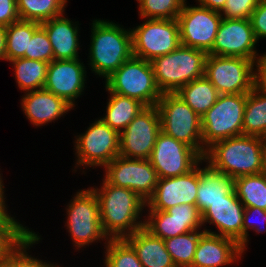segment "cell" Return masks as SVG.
I'll list each match as a JSON object with an SVG mask.
<instances>
[{"label":"cell","instance_id":"29","mask_svg":"<svg viewBox=\"0 0 266 267\" xmlns=\"http://www.w3.org/2000/svg\"><path fill=\"white\" fill-rule=\"evenodd\" d=\"M233 181L237 198L244 207L266 210V179L262 173L240 176Z\"/></svg>","mask_w":266,"mask_h":267},{"label":"cell","instance_id":"36","mask_svg":"<svg viewBox=\"0 0 266 267\" xmlns=\"http://www.w3.org/2000/svg\"><path fill=\"white\" fill-rule=\"evenodd\" d=\"M187 0H139L142 19H177Z\"/></svg>","mask_w":266,"mask_h":267},{"label":"cell","instance_id":"26","mask_svg":"<svg viewBox=\"0 0 266 267\" xmlns=\"http://www.w3.org/2000/svg\"><path fill=\"white\" fill-rule=\"evenodd\" d=\"M175 94L200 117L215 104L219 96L217 89L205 76L184 85Z\"/></svg>","mask_w":266,"mask_h":267},{"label":"cell","instance_id":"43","mask_svg":"<svg viewBox=\"0 0 266 267\" xmlns=\"http://www.w3.org/2000/svg\"><path fill=\"white\" fill-rule=\"evenodd\" d=\"M19 19L17 0H0V25L7 27Z\"/></svg>","mask_w":266,"mask_h":267},{"label":"cell","instance_id":"5","mask_svg":"<svg viewBox=\"0 0 266 267\" xmlns=\"http://www.w3.org/2000/svg\"><path fill=\"white\" fill-rule=\"evenodd\" d=\"M247 94H219L215 104L201 117L203 158L215 142L243 135Z\"/></svg>","mask_w":266,"mask_h":267},{"label":"cell","instance_id":"33","mask_svg":"<svg viewBox=\"0 0 266 267\" xmlns=\"http://www.w3.org/2000/svg\"><path fill=\"white\" fill-rule=\"evenodd\" d=\"M148 212L145 216L144 228L155 237L166 240L192 231L188 227V221L175 220L167 211Z\"/></svg>","mask_w":266,"mask_h":267},{"label":"cell","instance_id":"41","mask_svg":"<svg viewBox=\"0 0 266 267\" xmlns=\"http://www.w3.org/2000/svg\"><path fill=\"white\" fill-rule=\"evenodd\" d=\"M256 215H257V218L259 217L260 220L264 222L262 223L266 225V210L260 209L258 207H245L244 214H243V242L240 244L242 253L246 251V247L249 242L248 240L249 229L254 230L255 232H257V234L263 233L266 231V228L262 229L263 225L261 226V225H258L259 224L258 222H257L258 224L256 223L257 220L252 222V220L254 219L251 220V217L253 216L256 217Z\"/></svg>","mask_w":266,"mask_h":267},{"label":"cell","instance_id":"38","mask_svg":"<svg viewBox=\"0 0 266 267\" xmlns=\"http://www.w3.org/2000/svg\"><path fill=\"white\" fill-rule=\"evenodd\" d=\"M24 58L47 63L53 60L52 46L42 26L34 32L28 45V52H25Z\"/></svg>","mask_w":266,"mask_h":267},{"label":"cell","instance_id":"16","mask_svg":"<svg viewBox=\"0 0 266 267\" xmlns=\"http://www.w3.org/2000/svg\"><path fill=\"white\" fill-rule=\"evenodd\" d=\"M255 38L250 19L222 18L209 55L242 57L258 61L265 56L256 50Z\"/></svg>","mask_w":266,"mask_h":267},{"label":"cell","instance_id":"21","mask_svg":"<svg viewBox=\"0 0 266 267\" xmlns=\"http://www.w3.org/2000/svg\"><path fill=\"white\" fill-rule=\"evenodd\" d=\"M21 105L28 120L37 127L54 122L73 110L65 100L44 88L26 92Z\"/></svg>","mask_w":266,"mask_h":267},{"label":"cell","instance_id":"14","mask_svg":"<svg viewBox=\"0 0 266 267\" xmlns=\"http://www.w3.org/2000/svg\"><path fill=\"white\" fill-rule=\"evenodd\" d=\"M149 161L158 178H172L190 172L204 159L190 146L160 131Z\"/></svg>","mask_w":266,"mask_h":267},{"label":"cell","instance_id":"15","mask_svg":"<svg viewBox=\"0 0 266 267\" xmlns=\"http://www.w3.org/2000/svg\"><path fill=\"white\" fill-rule=\"evenodd\" d=\"M222 15L215 10L187 6L186 2L177 17L180 43L207 53L212 49Z\"/></svg>","mask_w":266,"mask_h":267},{"label":"cell","instance_id":"50","mask_svg":"<svg viewBox=\"0 0 266 267\" xmlns=\"http://www.w3.org/2000/svg\"><path fill=\"white\" fill-rule=\"evenodd\" d=\"M1 173V172H0ZM2 176H1V174H0V191H4V184L2 183L3 182V180H2Z\"/></svg>","mask_w":266,"mask_h":267},{"label":"cell","instance_id":"25","mask_svg":"<svg viewBox=\"0 0 266 267\" xmlns=\"http://www.w3.org/2000/svg\"><path fill=\"white\" fill-rule=\"evenodd\" d=\"M105 89L110 96H108L105 116L100 117V119L120 133L146 106L137 99L122 96L110 92L107 88Z\"/></svg>","mask_w":266,"mask_h":267},{"label":"cell","instance_id":"7","mask_svg":"<svg viewBox=\"0 0 266 267\" xmlns=\"http://www.w3.org/2000/svg\"><path fill=\"white\" fill-rule=\"evenodd\" d=\"M156 106L161 131L190 146L203 157L201 117L175 93H163Z\"/></svg>","mask_w":266,"mask_h":267},{"label":"cell","instance_id":"10","mask_svg":"<svg viewBox=\"0 0 266 267\" xmlns=\"http://www.w3.org/2000/svg\"><path fill=\"white\" fill-rule=\"evenodd\" d=\"M145 20L135 28H130L133 56L151 61L181 45L177 19Z\"/></svg>","mask_w":266,"mask_h":267},{"label":"cell","instance_id":"17","mask_svg":"<svg viewBox=\"0 0 266 267\" xmlns=\"http://www.w3.org/2000/svg\"><path fill=\"white\" fill-rule=\"evenodd\" d=\"M199 187V164L190 172L159 178L153 196L146 202L148 211H166L179 204H193Z\"/></svg>","mask_w":266,"mask_h":267},{"label":"cell","instance_id":"8","mask_svg":"<svg viewBox=\"0 0 266 267\" xmlns=\"http://www.w3.org/2000/svg\"><path fill=\"white\" fill-rule=\"evenodd\" d=\"M66 228L75 248L89 246L100 239L109 240L101 226L99 203L90 189L77 191L67 208Z\"/></svg>","mask_w":266,"mask_h":267},{"label":"cell","instance_id":"48","mask_svg":"<svg viewBox=\"0 0 266 267\" xmlns=\"http://www.w3.org/2000/svg\"><path fill=\"white\" fill-rule=\"evenodd\" d=\"M262 138V142H263V145H264V149L266 150V131L265 133L261 136Z\"/></svg>","mask_w":266,"mask_h":267},{"label":"cell","instance_id":"47","mask_svg":"<svg viewBox=\"0 0 266 267\" xmlns=\"http://www.w3.org/2000/svg\"><path fill=\"white\" fill-rule=\"evenodd\" d=\"M4 192L5 191H0V219L8 212L7 205L5 204L6 198H4Z\"/></svg>","mask_w":266,"mask_h":267},{"label":"cell","instance_id":"4","mask_svg":"<svg viewBox=\"0 0 266 267\" xmlns=\"http://www.w3.org/2000/svg\"><path fill=\"white\" fill-rule=\"evenodd\" d=\"M206 51L180 45L174 51L153 58L150 63L161 93H176L189 82L204 77Z\"/></svg>","mask_w":266,"mask_h":267},{"label":"cell","instance_id":"42","mask_svg":"<svg viewBox=\"0 0 266 267\" xmlns=\"http://www.w3.org/2000/svg\"><path fill=\"white\" fill-rule=\"evenodd\" d=\"M252 29L257 41L266 38V0H260L250 17Z\"/></svg>","mask_w":266,"mask_h":267},{"label":"cell","instance_id":"39","mask_svg":"<svg viewBox=\"0 0 266 267\" xmlns=\"http://www.w3.org/2000/svg\"><path fill=\"white\" fill-rule=\"evenodd\" d=\"M172 218L178 221H188V227L192 231L201 230L202 214L198 207L193 204H179L166 210Z\"/></svg>","mask_w":266,"mask_h":267},{"label":"cell","instance_id":"35","mask_svg":"<svg viewBox=\"0 0 266 267\" xmlns=\"http://www.w3.org/2000/svg\"><path fill=\"white\" fill-rule=\"evenodd\" d=\"M107 242V244H106ZM106 267H143L133 247L124 239H109L104 243Z\"/></svg>","mask_w":266,"mask_h":267},{"label":"cell","instance_id":"20","mask_svg":"<svg viewBox=\"0 0 266 267\" xmlns=\"http://www.w3.org/2000/svg\"><path fill=\"white\" fill-rule=\"evenodd\" d=\"M240 245L233 239L204 233L197 244L191 267H222L242 258Z\"/></svg>","mask_w":266,"mask_h":267},{"label":"cell","instance_id":"1","mask_svg":"<svg viewBox=\"0 0 266 267\" xmlns=\"http://www.w3.org/2000/svg\"><path fill=\"white\" fill-rule=\"evenodd\" d=\"M101 185L90 189L97 197L101 226L108 238L122 239L142 229L145 219L140 217L146 202L128 188L108 184L104 179Z\"/></svg>","mask_w":266,"mask_h":267},{"label":"cell","instance_id":"18","mask_svg":"<svg viewBox=\"0 0 266 267\" xmlns=\"http://www.w3.org/2000/svg\"><path fill=\"white\" fill-rule=\"evenodd\" d=\"M81 59L52 60L48 65L44 89L65 100L73 108L86 83L85 66Z\"/></svg>","mask_w":266,"mask_h":267},{"label":"cell","instance_id":"11","mask_svg":"<svg viewBox=\"0 0 266 267\" xmlns=\"http://www.w3.org/2000/svg\"><path fill=\"white\" fill-rule=\"evenodd\" d=\"M84 132L74 142L75 168L105 167L119 156V133L101 119H96Z\"/></svg>","mask_w":266,"mask_h":267},{"label":"cell","instance_id":"13","mask_svg":"<svg viewBox=\"0 0 266 267\" xmlns=\"http://www.w3.org/2000/svg\"><path fill=\"white\" fill-rule=\"evenodd\" d=\"M161 120L157 106H146L119 133V156L130 159H149Z\"/></svg>","mask_w":266,"mask_h":267},{"label":"cell","instance_id":"49","mask_svg":"<svg viewBox=\"0 0 266 267\" xmlns=\"http://www.w3.org/2000/svg\"><path fill=\"white\" fill-rule=\"evenodd\" d=\"M262 174H263V176H264L265 179H266V158H265V160H264V165H263V169H262Z\"/></svg>","mask_w":266,"mask_h":267},{"label":"cell","instance_id":"44","mask_svg":"<svg viewBox=\"0 0 266 267\" xmlns=\"http://www.w3.org/2000/svg\"><path fill=\"white\" fill-rule=\"evenodd\" d=\"M255 67L254 88L266 96V56L259 59Z\"/></svg>","mask_w":266,"mask_h":267},{"label":"cell","instance_id":"46","mask_svg":"<svg viewBox=\"0 0 266 267\" xmlns=\"http://www.w3.org/2000/svg\"><path fill=\"white\" fill-rule=\"evenodd\" d=\"M6 27L0 25V60L6 61Z\"/></svg>","mask_w":266,"mask_h":267},{"label":"cell","instance_id":"30","mask_svg":"<svg viewBox=\"0 0 266 267\" xmlns=\"http://www.w3.org/2000/svg\"><path fill=\"white\" fill-rule=\"evenodd\" d=\"M67 0H17L20 20L46 22L65 13Z\"/></svg>","mask_w":266,"mask_h":267},{"label":"cell","instance_id":"37","mask_svg":"<svg viewBox=\"0 0 266 267\" xmlns=\"http://www.w3.org/2000/svg\"><path fill=\"white\" fill-rule=\"evenodd\" d=\"M40 236L34 231L31 232L25 239L10 253L9 258L5 263L9 267H58L53 263L43 262L40 259L29 255L27 250L40 241Z\"/></svg>","mask_w":266,"mask_h":267},{"label":"cell","instance_id":"6","mask_svg":"<svg viewBox=\"0 0 266 267\" xmlns=\"http://www.w3.org/2000/svg\"><path fill=\"white\" fill-rule=\"evenodd\" d=\"M110 92L139 100L145 106H155L162 96L150 61L132 56L107 80Z\"/></svg>","mask_w":266,"mask_h":267},{"label":"cell","instance_id":"28","mask_svg":"<svg viewBox=\"0 0 266 267\" xmlns=\"http://www.w3.org/2000/svg\"><path fill=\"white\" fill-rule=\"evenodd\" d=\"M40 23L18 20L6 27V61L23 58Z\"/></svg>","mask_w":266,"mask_h":267},{"label":"cell","instance_id":"12","mask_svg":"<svg viewBox=\"0 0 266 267\" xmlns=\"http://www.w3.org/2000/svg\"><path fill=\"white\" fill-rule=\"evenodd\" d=\"M104 168L103 179L108 184L128 188L145 202L153 196L159 178L149 159H130L118 156Z\"/></svg>","mask_w":266,"mask_h":267},{"label":"cell","instance_id":"24","mask_svg":"<svg viewBox=\"0 0 266 267\" xmlns=\"http://www.w3.org/2000/svg\"><path fill=\"white\" fill-rule=\"evenodd\" d=\"M206 164L203 168L199 165V187L195 201L201 214L210 204L225 200V196L234 189L233 179Z\"/></svg>","mask_w":266,"mask_h":267},{"label":"cell","instance_id":"23","mask_svg":"<svg viewBox=\"0 0 266 267\" xmlns=\"http://www.w3.org/2000/svg\"><path fill=\"white\" fill-rule=\"evenodd\" d=\"M124 239L133 247L143 267H176L164 240L144 227Z\"/></svg>","mask_w":266,"mask_h":267},{"label":"cell","instance_id":"19","mask_svg":"<svg viewBox=\"0 0 266 267\" xmlns=\"http://www.w3.org/2000/svg\"><path fill=\"white\" fill-rule=\"evenodd\" d=\"M245 207L237 198L233 189L225 200L217 201L202 213V223L214 224L218 232L204 229L206 233L220 235L236 241L239 245L243 242V214Z\"/></svg>","mask_w":266,"mask_h":267},{"label":"cell","instance_id":"31","mask_svg":"<svg viewBox=\"0 0 266 267\" xmlns=\"http://www.w3.org/2000/svg\"><path fill=\"white\" fill-rule=\"evenodd\" d=\"M266 131V96L255 88L247 93L243 116V135L261 137Z\"/></svg>","mask_w":266,"mask_h":267},{"label":"cell","instance_id":"2","mask_svg":"<svg viewBox=\"0 0 266 267\" xmlns=\"http://www.w3.org/2000/svg\"><path fill=\"white\" fill-rule=\"evenodd\" d=\"M265 158L266 150L261 137L239 135L215 142L207 149L203 159L214 170L234 180L262 173Z\"/></svg>","mask_w":266,"mask_h":267},{"label":"cell","instance_id":"40","mask_svg":"<svg viewBox=\"0 0 266 267\" xmlns=\"http://www.w3.org/2000/svg\"><path fill=\"white\" fill-rule=\"evenodd\" d=\"M260 0H226L224 8L219 12L222 18L250 19Z\"/></svg>","mask_w":266,"mask_h":267},{"label":"cell","instance_id":"9","mask_svg":"<svg viewBox=\"0 0 266 267\" xmlns=\"http://www.w3.org/2000/svg\"><path fill=\"white\" fill-rule=\"evenodd\" d=\"M256 62L242 57L208 54L204 76L219 94H247L254 88Z\"/></svg>","mask_w":266,"mask_h":267},{"label":"cell","instance_id":"32","mask_svg":"<svg viewBox=\"0 0 266 267\" xmlns=\"http://www.w3.org/2000/svg\"><path fill=\"white\" fill-rule=\"evenodd\" d=\"M204 230L190 231L164 240L166 250L170 253L176 267H191L194 253Z\"/></svg>","mask_w":266,"mask_h":267},{"label":"cell","instance_id":"22","mask_svg":"<svg viewBox=\"0 0 266 267\" xmlns=\"http://www.w3.org/2000/svg\"><path fill=\"white\" fill-rule=\"evenodd\" d=\"M64 15L54 17L40 25L45 29L53 50V60H72L79 58V22ZM76 24V25H75Z\"/></svg>","mask_w":266,"mask_h":267},{"label":"cell","instance_id":"27","mask_svg":"<svg viewBox=\"0 0 266 267\" xmlns=\"http://www.w3.org/2000/svg\"><path fill=\"white\" fill-rule=\"evenodd\" d=\"M9 62L15 69V80L20 90L26 93L44 88L49 63L24 57Z\"/></svg>","mask_w":266,"mask_h":267},{"label":"cell","instance_id":"45","mask_svg":"<svg viewBox=\"0 0 266 267\" xmlns=\"http://www.w3.org/2000/svg\"><path fill=\"white\" fill-rule=\"evenodd\" d=\"M202 7L220 12L226 3V0H196Z\"/></svg>","mask_w":266,"mask_h":267},{"label":"cell","instance_id":"34","mask_svg":"<svg viewBox=\"0 0 266 267\" xmlns=\"http://www.w3.org/2000/svg\"><path fill=\"white\" fill-rule=\"evenodd\" d=\"M8 213L0 219V263L32 232Z\"/></svg>","mask_w":266,"mask_h":267},{"label":"cell","instance_id":"3","mask_svg":"<svg viewBox=\"0 0 266 267\" xmlns=\"http://www.w3.org/2000/svg\"><path fill=\"white\" fill-rule=\"evenodd\" d=\"M89 67L107 80L133 56L131 30L109 20L93 19Z\"/></svg>","mask_w":266,"mask_h":267},{"label":"cell","instance_id":"51","mask_svg":"<svg viewBox=\"0 0 266 267\" xmlns=\"http://www.w3.org/2000/svg\"><path fill=\"white\" fill-rule=\"evenodd\" d=\"M0 267H9L6 263H0Z\"/></svg>","mask_w":266,"mask_h":267}]
</instances>
